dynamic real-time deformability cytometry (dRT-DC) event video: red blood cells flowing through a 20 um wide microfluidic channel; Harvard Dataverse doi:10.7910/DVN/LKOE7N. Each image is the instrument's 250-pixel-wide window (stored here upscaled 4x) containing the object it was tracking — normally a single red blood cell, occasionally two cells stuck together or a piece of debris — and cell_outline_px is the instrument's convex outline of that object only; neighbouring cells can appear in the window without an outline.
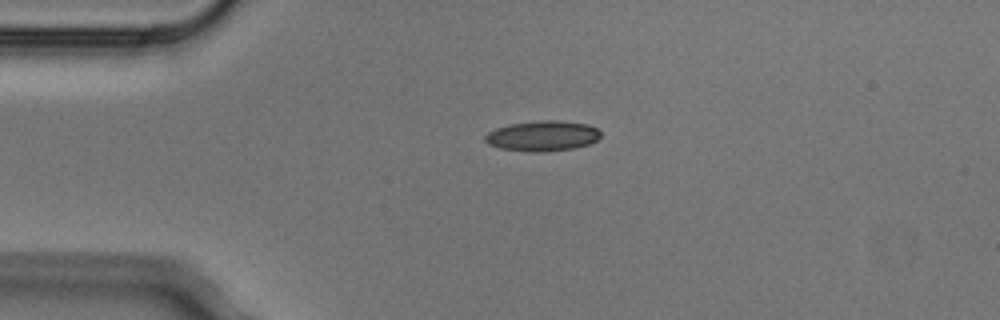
{"species": "Egyptian fruit bat (a non-hibernating species)", "species_latin": "Rousettus aegyptiacus", "temperature_condition": "cold", "stored_images_in_passage": 1, "camera_frame_rate_fps": 3000, "um_per_image_px": 0.085, "animal": {"sex": "male"}, "frame": {"image": 1, "passage_image": 1, "time_ms": 0.0, "image_size_px": [1000, 320], "cell_outline_px": [[600, 136], [596, 140], [588, 144], [572, 148], [544, 152], [536, 152], [500, 148], [488, 144], [484, 140], [484, 136], [488, 132], [496, 128], [512, 124], [540, 120], [556, 120], [588, 124], [596, 128], [600, 132]], "centroid_in_image_um": [46.1, 11.55], "position_along_channel_um": 38.9, "area_um2": 20.23}}